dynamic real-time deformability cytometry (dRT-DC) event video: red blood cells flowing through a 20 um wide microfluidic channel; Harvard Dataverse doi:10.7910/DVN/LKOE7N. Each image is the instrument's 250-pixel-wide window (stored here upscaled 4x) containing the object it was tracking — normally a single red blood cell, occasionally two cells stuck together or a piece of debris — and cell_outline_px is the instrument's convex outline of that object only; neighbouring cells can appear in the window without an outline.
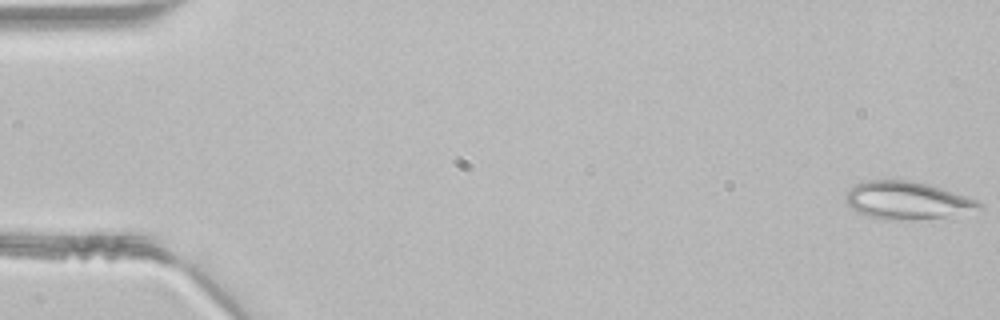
{"species": "common noctule bat (a hibernating species)", "species_latin": "Nyctalus noctula", "temperature_condition": "room temperature", "stored_images_in_passage": 47, "camera_frame_rate_fps": 3000, "um_per_image_px": 0.085, "animal": {"sex": "male", "body_mass_g": 21.5, "forearm_length_mm": 52.0}, "frame": {"image": 1, "passage_image": 1, "time_ms": 0.0, "image_size_px": [1000, 320], "cell_outline_px": [[984, 208], [944, 216], [904, 220], [884, 220], [868, 216], [852, 208], [844, 200], [844, 196], [856, 184], [868, 180], [912, 180], [928, 184], [976, 200], [984, 204]], "centroid_in_image_um": [77.07, 17.03], "position_along_channel_um": 7.9, "area_um2": 28.78}}
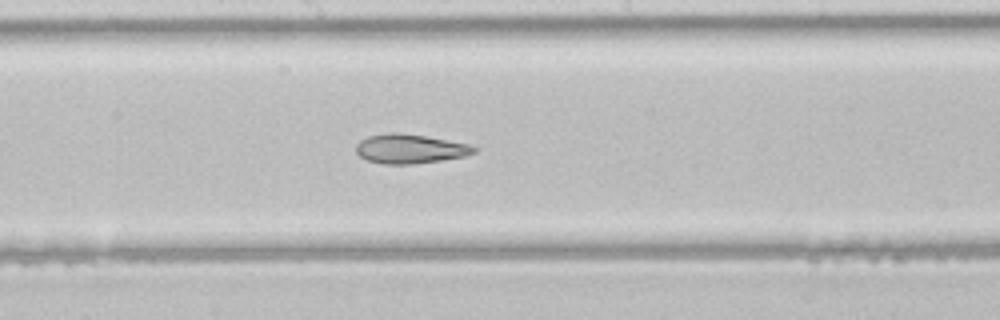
{"frame": {"image": 2, "passage_image": 25, "time_ms": 8.0, "image_size_px": [1000, 320], "cell_outline_px": [[476, 152], [464, 156], [440, 160], [412, 164], [384, 164], [368, 160], [360, 156], [356, 152], [356, 144], [360, 140], [368, 136], [388, 132], [400, 132], [424, 136], [468, 144], [476, 148]], "centroid_in_image_um": [34.8, 12.64], "position_along_channel_um": 213.4, "area_um2": 19.94}}
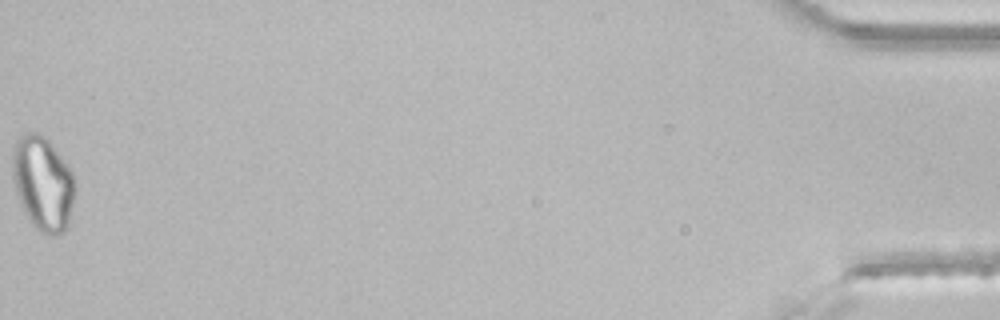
{"frame": {"image": 3, "passage_image": 47, "time_ms": 15.333, "image_size_px": [1000, 320], "cell_outline_px": [[76, 188], [68, 228], [60, 236], [48, 236], [40, 232], [32, 224], [24, 212], [16, 192], [12, 176], [12, 152], [16, 140], [24, 132], [36, 132], [44, 136], [52, 144], [72, 172]], "centroid_in_image_um": [3.65, 15.61], "position_along_channel_um": 431.6, "area_um2": 34.8}}